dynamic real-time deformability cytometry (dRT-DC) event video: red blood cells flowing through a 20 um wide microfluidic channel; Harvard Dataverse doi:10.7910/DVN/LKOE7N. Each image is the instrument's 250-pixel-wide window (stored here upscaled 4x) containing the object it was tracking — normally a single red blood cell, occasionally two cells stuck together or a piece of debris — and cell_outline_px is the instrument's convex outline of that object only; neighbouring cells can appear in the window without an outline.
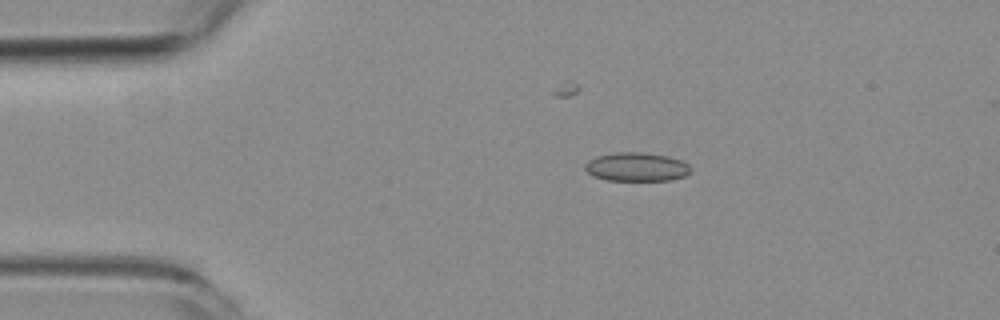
{"species": "common noctule bat (a hibernating species)", "species_latin": "Nyctalus noctula", "temperature_condition": "room temperature", "stored_images_in_passage": 5, "camera_frame_rate_fps": 3000, "um_per_image_px": 0.085, "animal": {"sex": "female", "body_mass_g": 19.3, "forearm_length_mm": 54.1}, "frame": {"image": 1, "passage_image": 3, "time_ms": 3.667, "image_size_px": [1000, 320], "cell_outline_px": [[692, 172], [684, 176], [672, 180], [608, 180], [592, 176], [584, 168], [584, 164], [588, 160], [596, 156], [616, 152], [644, 152], [668, 156], [680, 160], [688, 164], [692, 168]], "centroid_in_image_um": [54.11, 14.18], "position_along_channel_um": 30.9, "area_um2": 17.86}}
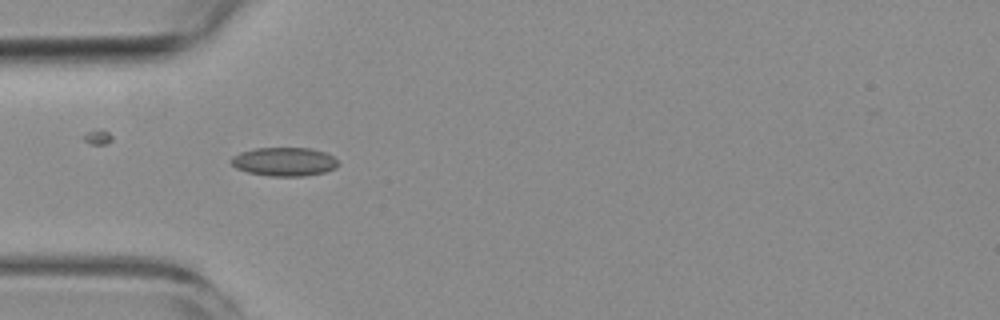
{"frame": {"image": 2, "passage_image": 4, "time_ms": 5.667, "image_size_px": [1000, 320], "cell_outline_px": [[340, 164], [336, 168], [324, 172], [304, 176], [268, 176], [248, 172], [236, 168], [228, 160], [232, 156], [240, 152], [256, 148], [312, 148], [324, 152], [332, 156]], "centroid_in_image_um": [24.14, 13.74], "position_along_channel_um": 60.9, "area_um2": 17.98}}
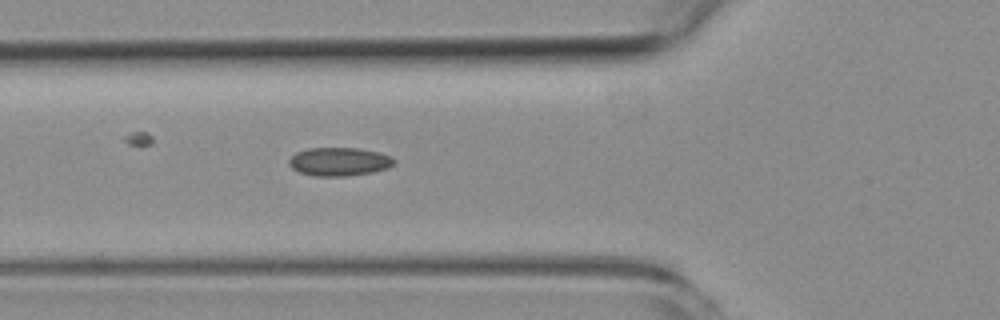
{"frame": {"image": 3, "passage_image": 5, "time_ms": 6.667, "image_size_px": [1000, 320], "cell_outline_px": [[396, 164], [388, 168], [372, 172], [348, 176], [312, 176], [300, 172], [292, 168], [288, 164], [288, 160], [296, 152], [308, 148], [360, 148], [380, 152], [392, 156], [396, 160]], "centroid_in_image_um": [28.87, 13.74], "position_along_channel_um": 96.9, "area_um2": 17.69}}